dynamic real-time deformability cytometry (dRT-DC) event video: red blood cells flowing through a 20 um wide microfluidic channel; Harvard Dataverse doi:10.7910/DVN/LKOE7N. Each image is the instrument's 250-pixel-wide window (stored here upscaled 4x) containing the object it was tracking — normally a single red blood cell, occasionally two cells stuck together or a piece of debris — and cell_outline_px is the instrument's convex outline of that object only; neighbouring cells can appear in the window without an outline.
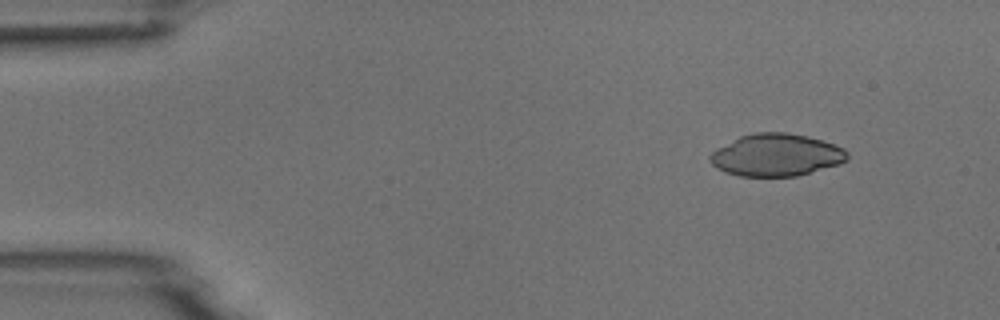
{"species": "common noctule bat (a hibernating species)", "species_latin": "Nyctalus noctula", "temperature_condition": "room temperature", "stored_images_in_passage": 6, "camera_frame_rate_fps": 3000, "um_per_image_px": 0.085, "animal": {"sex": "male", "body_mass_g": 18.8}, "frame": {"image": 1, "passage_image": 2, "time_ms": 1.0, "image_size_px": [1000, 320], "cell_outline_px": [[848, 160], [840, 164], [796, 176], [740, 176], [724, 172], [712, 164], [708, 160], [708, 156], [716, 148], [740, 136], [752, 132], [788, 132], [808, 136], [844, 148], [848, 152]], "centroid_in_image_um": [65.97, 13.17], "position_along_channel_um": 19.0, "area_um2": 33.99}}